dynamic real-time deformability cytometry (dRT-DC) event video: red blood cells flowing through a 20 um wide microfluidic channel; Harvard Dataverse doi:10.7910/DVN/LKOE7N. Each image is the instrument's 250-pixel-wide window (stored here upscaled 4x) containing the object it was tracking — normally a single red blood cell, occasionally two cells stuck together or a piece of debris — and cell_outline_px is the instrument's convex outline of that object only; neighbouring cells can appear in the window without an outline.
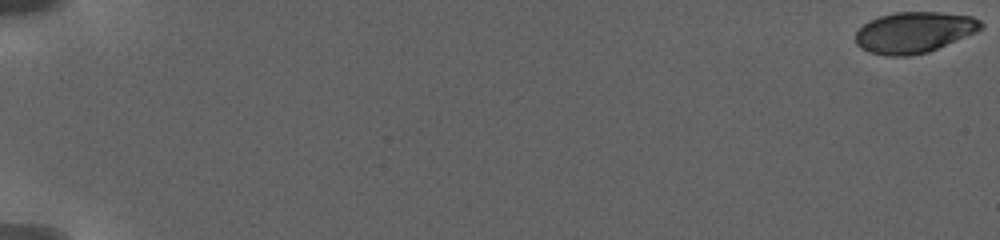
{"species": "human", "species_latin": "Homo sapiens", "temperature_condition": "warm", "stored_images_in_passage": 79, "camera_frame_rate_fps": 3000, "um_per_image_px": 0.085, "donor": {"sex": "female"}, "frame": {"image": 1, "passage_image": 1, "time_ms": 0.0, "image_size_px": [1000, 240], "cell_outline_px": [[984, 24], [976, 32], [928, 52], [908, 56], [884, 56], [868, 52], [856, 44], [856, 32], [864, 24], [880, 16], [896, 12], [940, 12], [972, 16], [980, 20]], "centroid_in_image_um": [77.7, 2.75], "position_along_channel_um": 7.3, "area_um2": 29.82}}
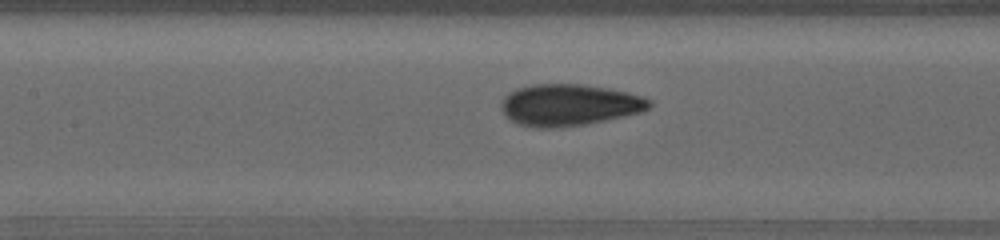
{"frame": {"image": 2, "passage_image": 33, "time_ms": 12.667, "image_size_px": [1000, 240], "cell_outline_px": [[652, 104], [648, 108], [640, 112], [624, 116], [584, 124], [552, 128], [540, 128], [520, 124], [512, 120], [504, 112], [504, 96], [516, 88], [532, 84], [580, 84], [608, 88], [628, 92], [652, 100]], "centroid_in_image_um": [48.41, 8.9], "position_along_channel_um": 159.0, "area_um2": 35.37}}
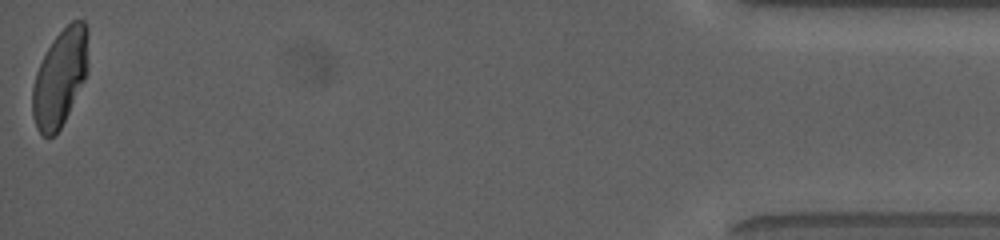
{"frame": {"image": 3, "passage_image": 78, "time_ms": 25.0, "image_size_px": [1000, 240], "cell_outline_px": [[88, 68], [84, 80], [60, 128], [52, 136], [44, 136], [36, 128], [32, 116], [32, 88], [36, 72], [52, 40], [72, 20], [84, 20], [88, 24]], "centroid_in_image_um": [5.11, 6.57], "position_along_channel_um": 430.1, "area_um2": 31.33}, "authors_computed_cell_mechanics": {"area_um2": 32.8882, "velocity_mm_per_s": 2.8596, "shape_relaxation_time_tau1_ms": 5.503, "shape_relaxation_time_tau2_ms": null, "deformation_change_tau1": 0.1929, "deformation_change_tau2": null}}